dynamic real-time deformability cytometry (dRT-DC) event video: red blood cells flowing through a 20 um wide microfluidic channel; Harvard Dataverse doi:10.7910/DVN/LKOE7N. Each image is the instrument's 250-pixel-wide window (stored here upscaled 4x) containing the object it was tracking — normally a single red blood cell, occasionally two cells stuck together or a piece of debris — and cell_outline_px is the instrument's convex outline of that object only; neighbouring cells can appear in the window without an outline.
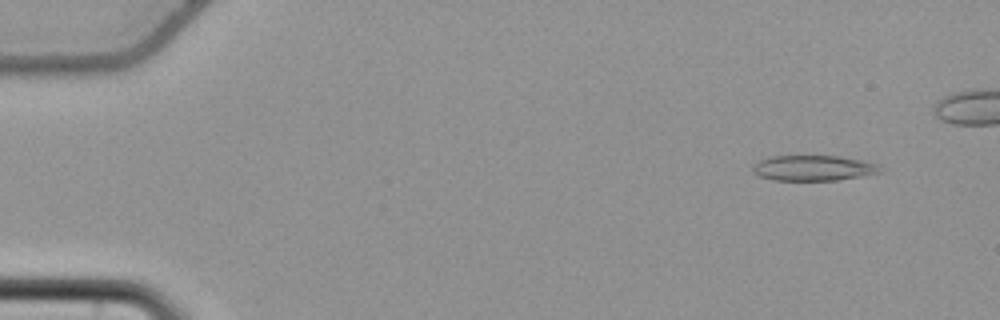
{"species": "common noctule bat (a hibernating species)", "species_latin": "Nyctalus noctula", "temperature_condition": "cold", "stored_images_in_passage": 48, "camera_frame_rate_fps": 3000, "um_per_image_px": 0.085, "animal": {"sex": "female", "body_mass_g": 22.7, "forearm_length_mm": 54.2}, "frame": {"image": 1, "passage_image": 2, "time_ms": 0.333, "image_size_px": [1000, 320], "cell_outline_px": [[880, 172], [836, 180], [772, 180], [760, 176], [752, 172], [752, 168], [760, 160], [768, 156], [840, 156], [864, 160], [880, 164]], "centroid_in_image_um": [69.13, 14.27], "position_along_channel_um": 15.9, "area_um2": 18.79}}
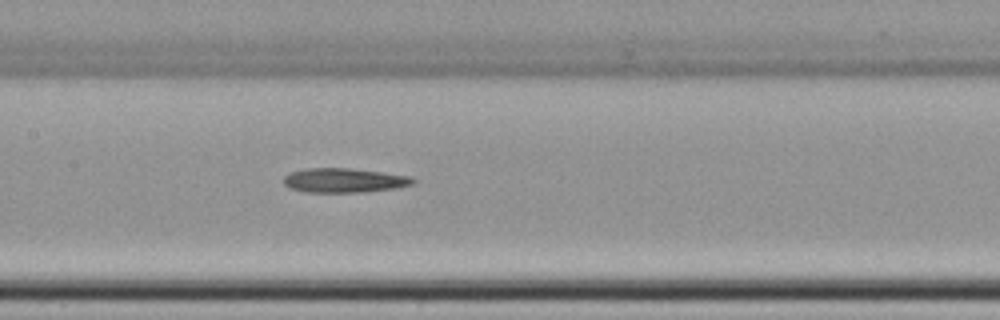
{"frame": {"image": 2, "passage_image": 25, "time_ms": 8.0, "image_size_px": [1000, 320], "cell_outline_px": [[416, 180], [412, 184], [396, 188], [364, 192], [308, 192], [288, 188], [284, 184], [284, 176], [288, 172], [304, 168], [352, 168], [412, 176]], "centroid_in_image_um": [29.23, 15.32], "position_along_channel_um": 178.2, "area_um2": 18.55}}
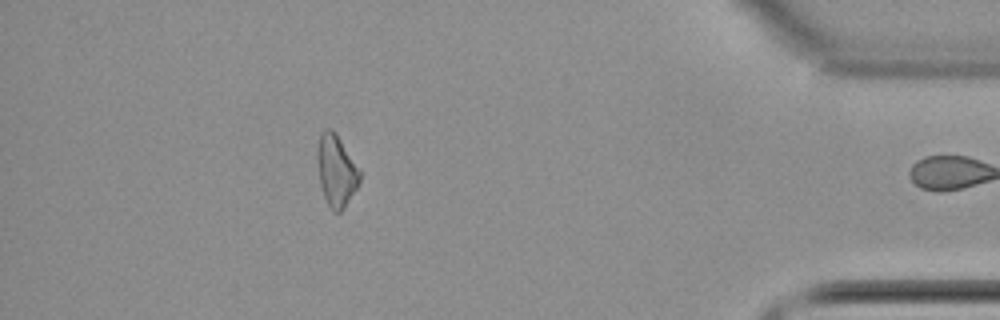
{"frame": {"image": 3, "passage_image": 47, "time_ms": 15.333, "image_size_px": [1000, 320], "cell_outline_px": [[360, 184], [344, 208], [340, 212], [332, 212], [324, 196], [320, 184], [316, 160], [316, 148], [320, 132], [324, 128], [332, 128], [336, 132], [360, 172]], "centroid_in_image_um": [28.55, 14.48], "position_along_channel_um": 406.7, "area_um2": 17.92}}